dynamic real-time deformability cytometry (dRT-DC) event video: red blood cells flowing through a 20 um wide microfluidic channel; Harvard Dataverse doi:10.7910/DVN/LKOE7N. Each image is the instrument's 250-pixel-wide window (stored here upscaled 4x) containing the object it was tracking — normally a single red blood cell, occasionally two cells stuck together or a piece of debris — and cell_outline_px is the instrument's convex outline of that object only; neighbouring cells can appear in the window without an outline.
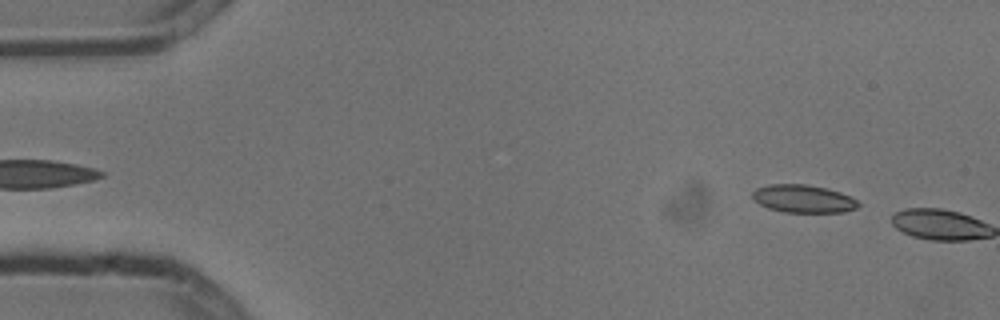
{"species": "common noctule bat (a hibernating species)", "species_latin": "Nyctalus noctula", "temperature_condition": "cold", "stored_images_in_passage": 2, "camera_frame_rate_fps": 3000, "um_per_image_px": 0.085, "animal": {"sex": "male", "body_mass_g": 13.3}, "frame": {"image": 1, "passage_image": 1, "time_ms": 0.0, "image_size_px": [1000, 320], "cell_outline_px": [[860, 204], [856, 208], [844, 212], [784, 212], [768, 208], [752, 200], [752, 192], [756, 188], [768, 184], [804, 184], [828, 188], [840, 192], [856, 200]], "centroid_in_image_um": [68.24, 16.89], "position_along_channel_um": 16.8, "area_um2": 17.22}}